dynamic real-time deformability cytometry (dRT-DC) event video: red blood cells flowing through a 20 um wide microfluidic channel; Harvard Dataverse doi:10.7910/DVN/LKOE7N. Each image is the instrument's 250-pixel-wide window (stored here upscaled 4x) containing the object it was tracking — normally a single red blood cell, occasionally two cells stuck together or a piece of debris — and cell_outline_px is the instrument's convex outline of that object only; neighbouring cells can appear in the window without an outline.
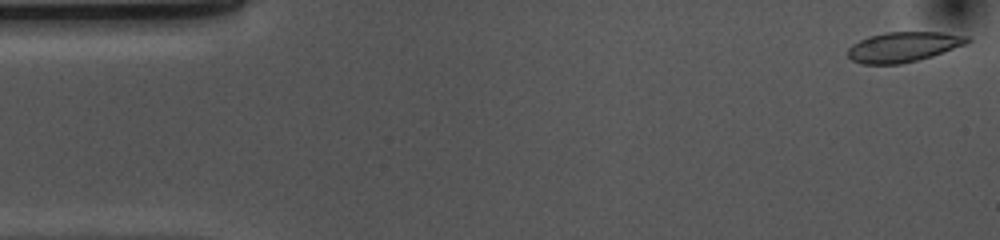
{"species": "common noctule bat (a hibernating species)", "species_latin": "Nyctalus noctula", "temperature_condition": "cold", "stored_images_in_passage": 53, "camera_frame_rate_fps": 3000, "um_per_image_px": 0.085, "animal": {"sex": "female", "body_mass_g": 10.0, "forearm_length_mm": 53.1}, "frame": {"image": 1, "passage_image": 1, "time_ms": 0.0, "image_size_px": [1000, 240], "cell_outline_px": [[972, 40], [964, 44], [932, 56], [900, 64], [864, 64], [852, 60], [848, 56], [848, 48], [852, 44], [868, 36], [888, 32], [940, 32], [968, 36]], "centroid_in_image_um": [76.76, 3.98], "position_along_channel_um": 8.2, "area_um2": 20.69}}
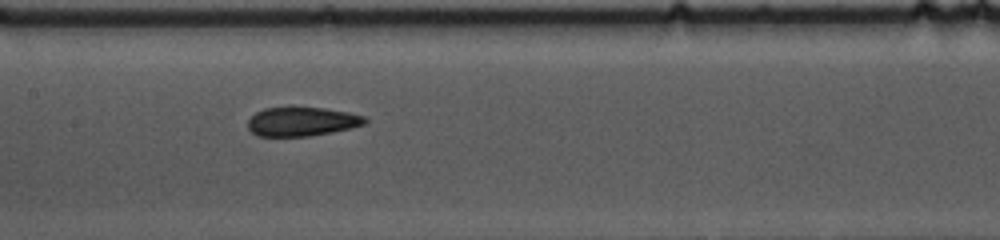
{"frame": {"image": 2, "passage_image": 24, "time_ms": 7.667, "image_size_px": [1000, 240], "cell_outline_px": [[368, 120], [364, 124], [352, 128], [332, 132], [308, 136], [256, 136], [248, 128], [248, 120], [256, 112], [264, 108], [292, 104], [324, 108], [348, 112], [364, 116]], "centroid_in_image_um": [25.63, 10.29], "position_along_channel_um": 181.8, "area_um2": 20.52}}
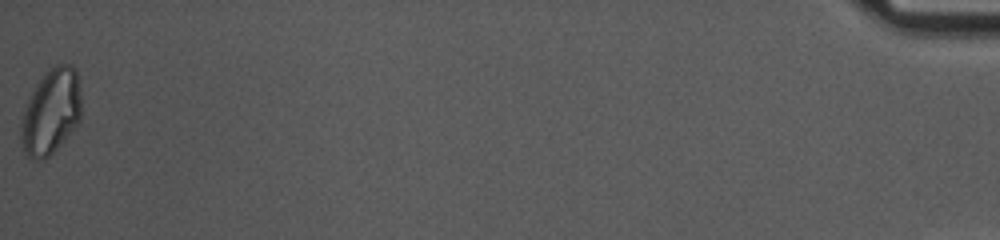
{"frame": {"image": 3, "passage_image": 53, "time_ms": 17.333, "image_size_px": [1000, 240], "cell_outline_px": [[80, 120], [64, 140], [48, 156], [40, 160], [32, 160], [24, 152], [20, 136], [20, 120], [28, 100], [36, 84], [44, 72], [48, 68], [56, 64], [72, 64], [76, 68], [80, 88]], "centroid_in_image_um": [4.32, 9.47], "position_along_channel_um": 430.9, "area_um2": 30.11}, "authors_computed_cell_mechanics": {"area_um2": 20.9236, "velocity_mm_per_s": 3.6699, "shape_relaxation_time_tau1_ms": 5.9167, "shape_relaxation_time_tau2_ms": 2.7136, "deformation_change_tau1": 0.1134, "deformation_change_tau2": 0.0734}}